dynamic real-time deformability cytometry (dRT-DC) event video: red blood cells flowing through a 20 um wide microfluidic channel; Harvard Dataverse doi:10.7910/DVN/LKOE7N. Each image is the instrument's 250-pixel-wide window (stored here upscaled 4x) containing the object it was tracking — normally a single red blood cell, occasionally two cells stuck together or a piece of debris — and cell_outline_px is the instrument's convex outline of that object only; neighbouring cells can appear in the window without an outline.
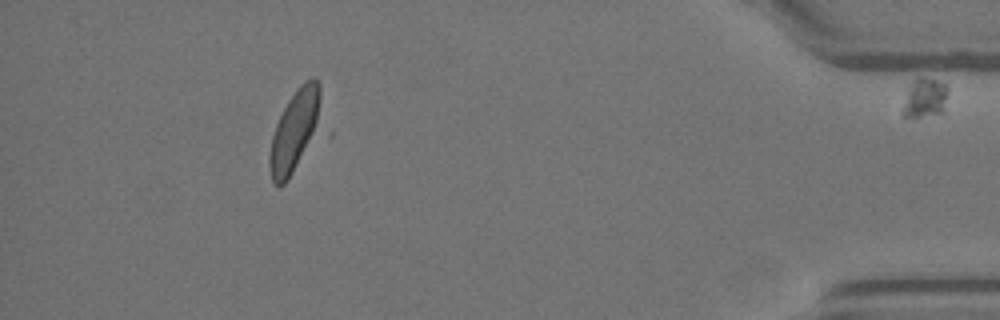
{"species": "Egyptian fruit bat (a non-hibernating species)", "species_latin": "Rousettus aegyptiacus", "temperature_condition": "warm", "stored_images_in_passage": 41, "segment_of_instrument_passage": [2, 2], "camera_frame_rate_fps": 3000, "um_per_image_px": 0.085, "animal": {"sex": "female"}, "frame": {"image": 1, "passage_image": 41, "time_ms": 13.333, "image_size_px": [1000, 320], "cell_outline_px": [[948, 88], [944, 112], [920, 116], [900, 116], [900, 112], [908, 88], [916, 76], [920, 76], [936, 80], [944, 84]], "centroid_in_image_um": [78.58, 8.31], "position_along_channel_um": 356.6, "area_um2": 10.46}}